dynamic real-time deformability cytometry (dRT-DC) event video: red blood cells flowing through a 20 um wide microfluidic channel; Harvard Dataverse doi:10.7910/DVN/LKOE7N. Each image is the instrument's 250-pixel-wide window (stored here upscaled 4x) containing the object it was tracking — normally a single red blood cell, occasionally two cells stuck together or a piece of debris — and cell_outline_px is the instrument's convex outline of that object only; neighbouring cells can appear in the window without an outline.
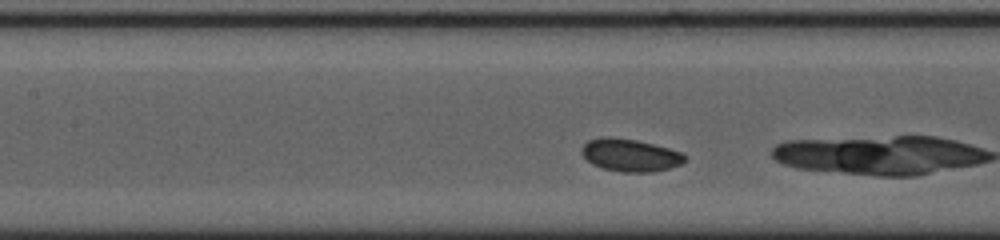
{"species": "common noctule bat (a hibernating species)", "species_latin": "Nyctalus noctula", "temperature_condition": "cold", "stored_images_in_passage": 25, "camera_frame_rate_fps": 3000, "um_per_image_px": 0.085, "animal": {"sex": "female", "body_mass_g": 23.0, "forearm_length_mm": 53.4}, "frame": {"image": 1, "passage_image": 4, "time_ms": 1.0, "image_size_px": [1000, 240], "cell_outline_px": [[688, 156], [680, 164], [668, 168], [652, 172], [620, 172], [604, 168], [592, 164], [580, 152], [580, 148], [588, 140], [600, 136], [636, 140], [668, 148], [680, 152]], "centroid_in_image_um": [53.53, 13.18], "position_along_channel_um": 153.9, "area_um2": 19.42}, "authors_computed_cell_mechanics": {"area_um2": 19.363, "velocity_mm_per_s": 3.5778, "shape_relaxation_time_tau1_ms": 0.1703, "shape_relaxation_time_tau2_ms": null, "deformation_change_tau1": 0.18, "deformation_change_tau2": null}}